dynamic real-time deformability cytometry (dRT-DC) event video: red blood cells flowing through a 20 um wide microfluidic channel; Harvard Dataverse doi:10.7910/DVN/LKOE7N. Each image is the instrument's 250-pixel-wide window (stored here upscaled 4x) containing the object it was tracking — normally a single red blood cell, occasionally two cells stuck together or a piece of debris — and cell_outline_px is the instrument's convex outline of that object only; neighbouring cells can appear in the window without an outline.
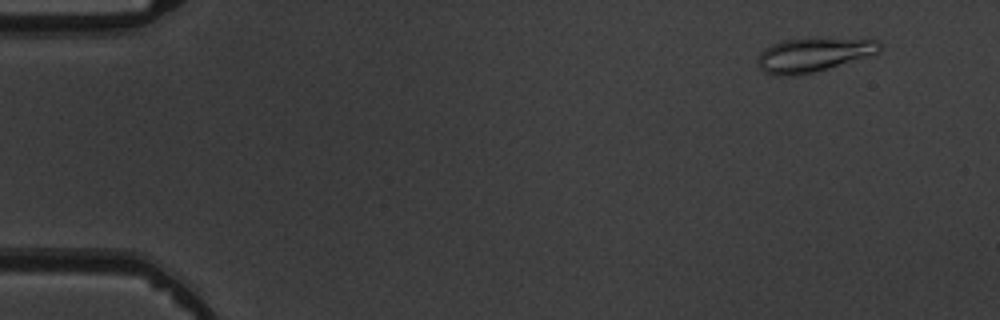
{"species": "common noctule bat (a hibernating species)", "species_latin": "Nyctalus noctula", "temperature_condition": "warm", "stored_images_in_passage": 4, "camera_frame_rate_fps": 3000, "um_per_image_px": 0.085, "animal": {"sex": "male", "body_mass_g": 19.5, "forearm_length_mm": 54.6}, "frame": {"image": 1, "passage_image": 1, "time_ms": 0.0, "image_size_px": [1000, 320], "cell_outline_px": [[884, 44], [880, 52], [828, 68], [812, 72], [788, 76], [776, 76], [764, 72], [760, 68], [756, 60], [760, 52], [764, 48], [780, 40], [828, 36], [876, 40]], "centroid_in_image_um": [69.14, 4.61], "position_along_channel_um": 15.9, "area_um2": 24.8}}